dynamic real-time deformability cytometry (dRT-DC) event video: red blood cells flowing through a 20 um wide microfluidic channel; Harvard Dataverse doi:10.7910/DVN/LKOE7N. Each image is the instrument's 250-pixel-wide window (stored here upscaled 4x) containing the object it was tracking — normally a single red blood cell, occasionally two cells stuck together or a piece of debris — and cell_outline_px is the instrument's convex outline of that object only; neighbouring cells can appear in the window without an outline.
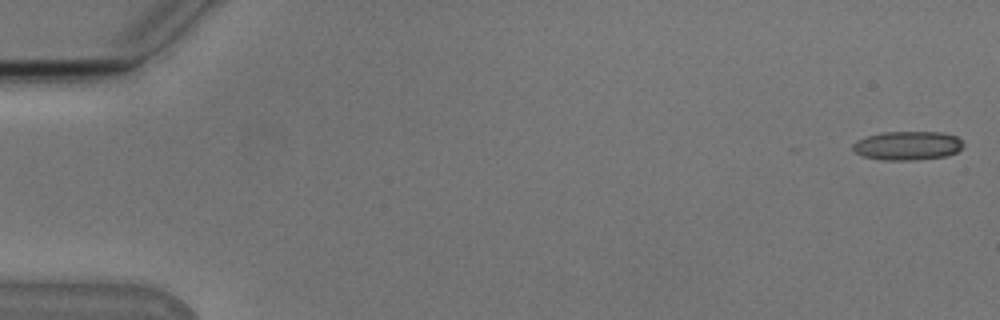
{"species": "Egyptian fruit bat (a non-hibernating species)", "species_latin": "Rousettus aegyptiacus", "temperature_condition": "cold", "stored_images_in_passage": 11, "camera_frame_rate_fps": 3000, "um_per_image_px": 0.085, "animal": {"sex": "male"}, "frame": {"image": 1, "passage_image": 1, "time_ms": 0.0, "image_size_px": [1000, 320], "cell_outline_px": [[964, 144], [956, 152], [948, 156], [912, 160], [880, 160], [860, 156], [852, 148], [852, 144], [856, 140], [868, 136], [884, 132], [944, 132], [956, 136]], "centroid_in_image_um": [77.12, 12.38], "position_along_channel_um": 7.9, "area_um2": 18.67}}